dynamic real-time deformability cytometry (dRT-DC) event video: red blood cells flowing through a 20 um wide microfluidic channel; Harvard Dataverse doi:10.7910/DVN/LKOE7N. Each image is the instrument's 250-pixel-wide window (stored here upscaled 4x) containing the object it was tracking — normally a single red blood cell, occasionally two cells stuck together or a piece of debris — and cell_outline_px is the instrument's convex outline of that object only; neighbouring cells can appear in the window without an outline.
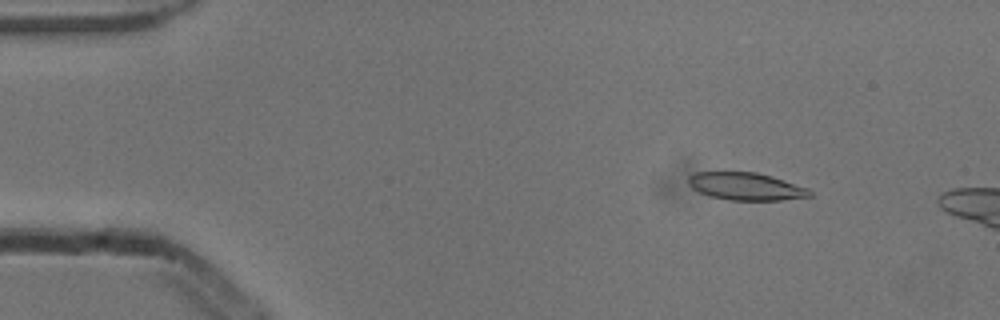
{"species": "common noctule bat (a hibernating species)", "species_latin": "Nyctalus noctula", "temperature_condition": "cold", "stored_images_in_passage": 9, "camera_frame_rate_fps": 3000, "um_per_image_px": 0.085, "animal": {"sex": "male", "body_mass_g": 13.3}, "frame": {"image": 1, "passage_image": 5, "time_ms": 1.333, "image_size_px": [1000, 320], "cell_outline_px": [[812, 196], [780, 200], [728, 200], [712, 196], [700, 192], [692, 188], [688, 184], [688, 176], [696, 172], [756, 172], [772, 176], [808, 188], [812, 192]], "centroid_in_image_um": [63.4, 15.84], "position_along_channel_um": 21.6, "area_um2": 19.42}}